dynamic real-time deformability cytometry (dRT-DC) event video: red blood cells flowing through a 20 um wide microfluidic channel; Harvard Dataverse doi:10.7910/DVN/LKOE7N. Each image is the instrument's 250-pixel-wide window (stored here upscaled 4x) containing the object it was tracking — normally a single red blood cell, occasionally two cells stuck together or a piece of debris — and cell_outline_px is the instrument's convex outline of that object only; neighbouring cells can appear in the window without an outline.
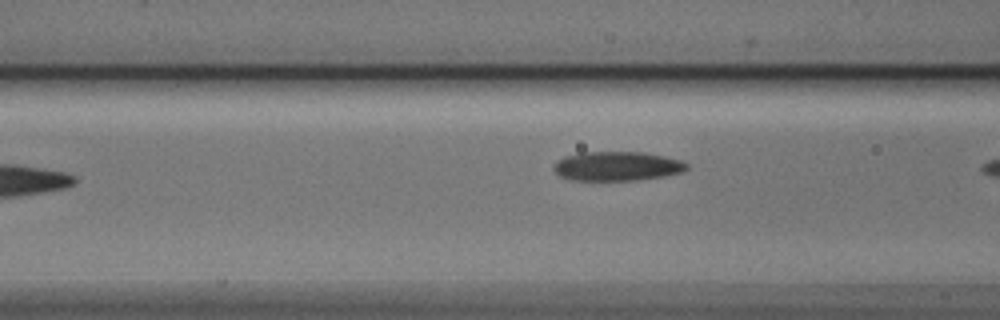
{"species": "Egyptian fruit bat (a non-hibernating species)", "species_latin": "Rousettus aegyptiacus", "temperature_condition": "cold", "stored_images_in_passage": 5, "camera_frame_rate_fps": 3000, "um_per_image_px": 0.085, "animal": {"sex": "male"}, "frame": {"image": 1, "passage_image": 4, "time_ms": 1.0, "image_size_px": [1000, 320], "cell_outline_px": [[688, 168], [680, 172], [664, 176], [636, 180], [568, 180], [560, 176], [552, 168], [556, 160], [564, 156], [580, 152], [644, 152], [664, 156], [680, 160], [688, 164]], "centroid_in_image_um": [52.4, 14.12], "position_along_channel_um": 114.2, "area_um2": 22.77}}